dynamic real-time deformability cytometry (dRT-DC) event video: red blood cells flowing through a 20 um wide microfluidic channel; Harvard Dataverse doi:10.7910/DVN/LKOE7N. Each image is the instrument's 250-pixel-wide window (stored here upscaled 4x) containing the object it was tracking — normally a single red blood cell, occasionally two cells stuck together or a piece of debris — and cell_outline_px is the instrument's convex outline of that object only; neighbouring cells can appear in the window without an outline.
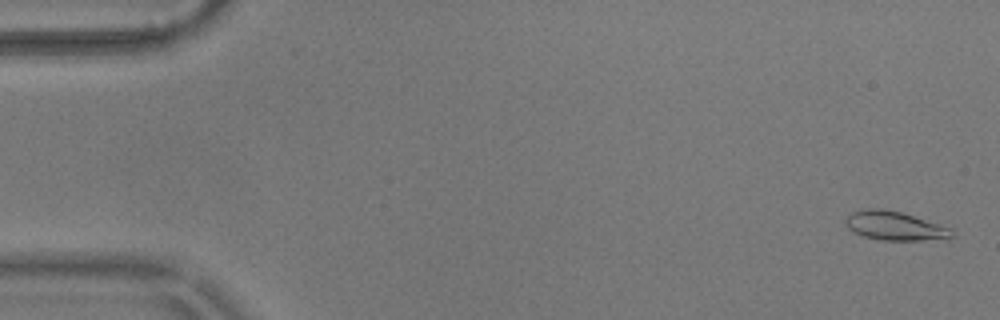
{"species": "common noctule bat (a hibernating species)", "species_latin": "Nyctalus noctula", "temperature_condition": "warm", "stored_images_in_passage": 56, "camera_frame_rate_fps": 3000, "um_per_image_px": 0.085, "animal": {"sex": "male", "body_mass_g": 17.9}, "frame": {"image": 1, "passage_image": 2, "time_ms": 0.333, "image_size_px": [1000, 320], "cell_outline_px": [[952, 236], [920, 240], [880, 240], [864, 236], [852, 232], [848, 228], [844, 220], [852, 212], [880, 208], [884, 208], [900, 212], [948, 228], [952, 232]], "centroid_in_image_um": [75.94, 19.2], "position_along_channel_um": 9.1, "area_um2": 17.11}}
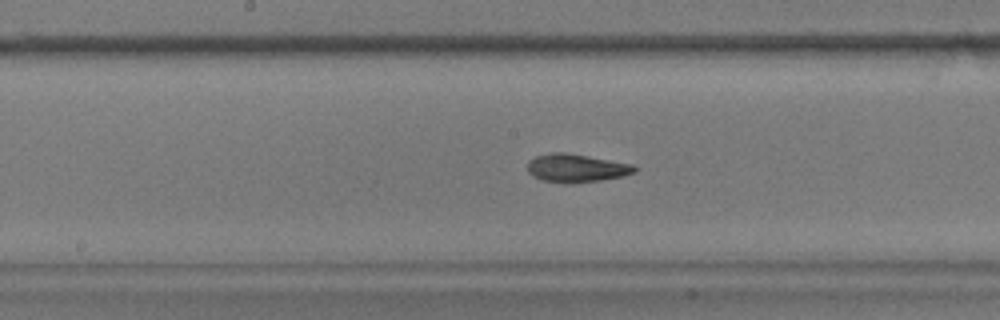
{"frame": {"image": 2, "passage_image": 29, "time_ms": 9.333, "image_size_px": [1000, 320], "cell_outline_px": [[636, 172], [624, 176], [600, 180], [572, 184], [564, 184], [544, 180], [532, 176], [528, 172], [528, 160], [536, 156], [552, 152], [564, 152], [632, 164], [636, 168]], "centroid_in_image_um": [48.96, 14.3], "position_along_channel_um": 199.2, "area_um2": 17.63}}
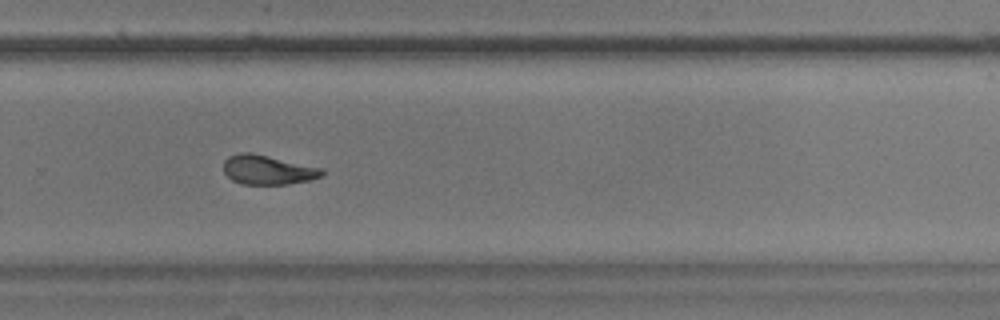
{"frame": {"image": 3, "passage_image": 38, "time_ms": 12.333, "image_size_px": [1000, 320], "cell_outline_px": [[324, 176], [308, 180], [288, 184], [244, 184], [232, 180], [224, 172], [224, 160], [228, 156], [240, 152], [252, 152], [324, 168]], "centroid_in_image_um": [22.78, 14.42], "position_along_channel_um": 307.0, "area_um2": 16.99}, "authors_computed_cell_mechanics": {"area_um2": 17.5134, "velocity_mm_per_s": 3.6083, "shape_relaxation_time_tau1_ms": 4.3214, "shape_relaxation_time_tau2_ms": 3.7577, "deformation_change_tau1": 0.1624, "deformation_change_tau2": 0.0718}}